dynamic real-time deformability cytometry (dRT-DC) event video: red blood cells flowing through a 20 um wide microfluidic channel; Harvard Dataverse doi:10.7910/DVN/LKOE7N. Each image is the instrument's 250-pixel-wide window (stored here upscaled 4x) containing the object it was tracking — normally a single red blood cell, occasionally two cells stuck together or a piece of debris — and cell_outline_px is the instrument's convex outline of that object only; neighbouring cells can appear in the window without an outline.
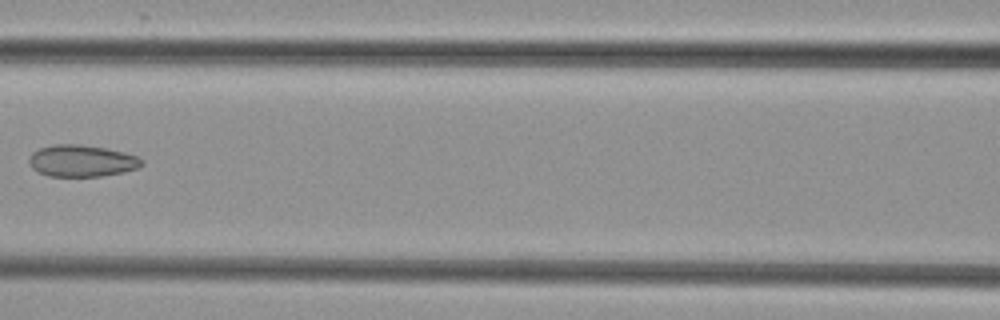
{"species": "common noctule bat (a hibernating species)", "species_latin": "Nyctalus noctula", "temperature_condition": "cold", "stored_images_in_passage": 6, "camera_frame_rate_fps": 3000, "um_per_image_px": 0.085, "animal": {"sex": "female", "body_mass_g": 29.2, "forearm_length_mm": 56.3}, "frame": {"image": 1, "passage_image": 5, "time_ms": 5.667, "image_size_px": [1000, 320], "cell_outline_px": [[144, 164], [140, 168], [124, 172], [100, 176], [48, 176], [36, 172], [28, 164], [28, 160], [32, 152], [40, 148], [52, 144], [80, 144], [104, 148], [124, 152], [136, 156], [144, 160]], "centroid_in_image_um": [6.94, 13.67], "position_along_channel_um": 159.7, "area_um2": 21.1}}
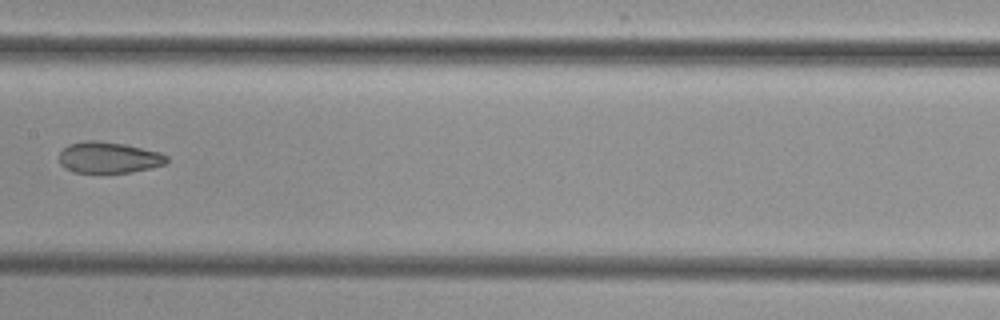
{"frame": {"image": 2, "passage_image": 6, "time_ms": 6.667, "image_size_px": [1000, 320], "cell_outline_px": [[168, 160], [164, 164], [152, 168], [132, 172], [72, 172], [64, 168], [60, 164], [60, 152], [68, 144], [84, 140], [96, 140], [124, 144], [160, 152], [168, 156]], "centroid_in_image_um": [9.23, 13.38], "position_along_channel_um": 198.2, "area_um2": 19.59}}